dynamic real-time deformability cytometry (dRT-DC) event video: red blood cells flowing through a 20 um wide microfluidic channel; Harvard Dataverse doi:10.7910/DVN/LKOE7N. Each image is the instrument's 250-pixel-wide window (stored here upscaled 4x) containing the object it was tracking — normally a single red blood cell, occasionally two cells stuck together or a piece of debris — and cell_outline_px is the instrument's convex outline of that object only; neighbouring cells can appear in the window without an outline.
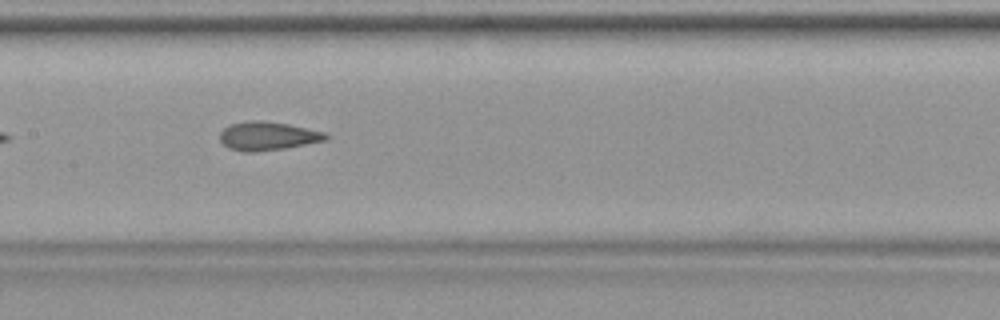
{"species": "common noctule bat (a hibernating species)", "species_latin": "Nyctalus noctula", "temperature_condition": "warm", "stored_images_in_passage": 30, "camera_frame_rate_fps": 3000, "um_per_image_px": 0.085, "animal": {"sex": "female", "body_mass_g": 19.9}, "frame": {"image": 1, "passage_image": 9, "time_ms": 2.667, "image_size_px": [1000, 320], "cell_outline_px": [[332, 136], [328, 140], [284, 148], [256, 152], [244, 152], [228, 148], [220, 140], [220, 132], [228, 124], [248, 120], [260, 120], [288, 124], [328, 132]], "centroid_in_image_um": [22.79, 11.55], "position_along_channel_um": 184.6, "area_um2": 17.98}}